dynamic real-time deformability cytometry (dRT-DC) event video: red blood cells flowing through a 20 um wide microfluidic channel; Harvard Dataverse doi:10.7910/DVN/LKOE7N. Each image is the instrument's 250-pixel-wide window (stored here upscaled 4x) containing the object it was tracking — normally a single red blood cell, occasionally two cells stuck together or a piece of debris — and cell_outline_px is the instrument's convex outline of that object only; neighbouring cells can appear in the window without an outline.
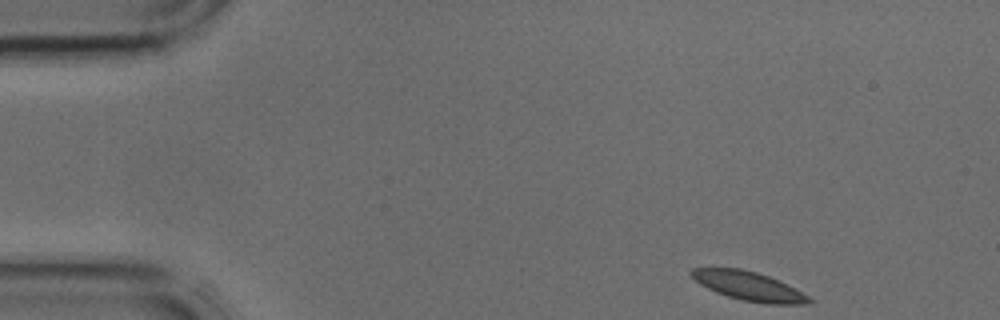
{"species": "common noctule bat (a hibernating species)", "species_latin": "Nyctalus noctula", "temperature_condition": "cold", "stored_images_in_passage": 40, "segment_of_instrument_passage": [1, 2], "camera_frame_rate_fps": 3000, "um_per_image_px": 0.085, "animal": {"sex": "male", "body_mass_g": 17.9, "forearm_length_mm": 54.2}, "frame": {"image": 1, "passage_image": 1, "time_ms": 0.0, "image_size_px": [1000, 320], "cell_outline_px": [[816, 300], [808, 304], [768, 304], [744, 300], [728, 296], [716, 292], [700, 284], [688, 272], [692, 268], [740, 268], [756, 272], [768, 276]], "centroid_in_image_um": [63.63, 24.32], "position_along_channel_um": 21.4, "area_um2": 19.42}}
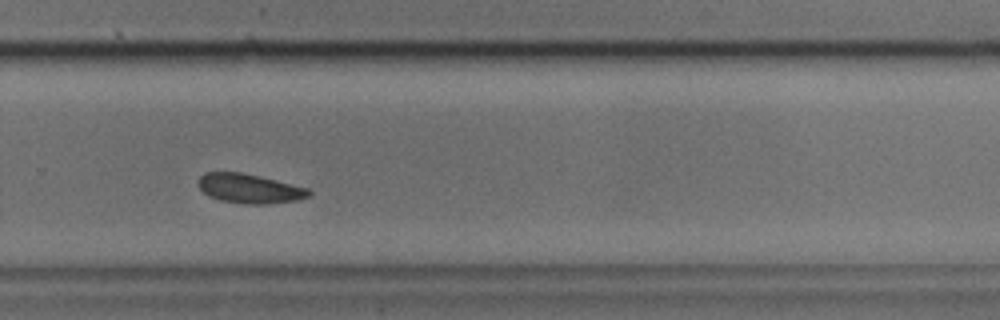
{"frame": {"image": 2, "passage_image": 25, "time_ms": 8.0, "image_size_px": [1000, 320], "cell_outline_px": [[312, 192], [308, 196], [296, 200], [268, 204], [244, 204], [220, 200], [208, 196], [196, 184], [200, 176], [204, 172], [240, 172], [260, 176], [308, 188]], "centroid_in_image_um": [21.17, 16.02], "position_along_channel_um": 308.6, "area_um2": 18.96}}
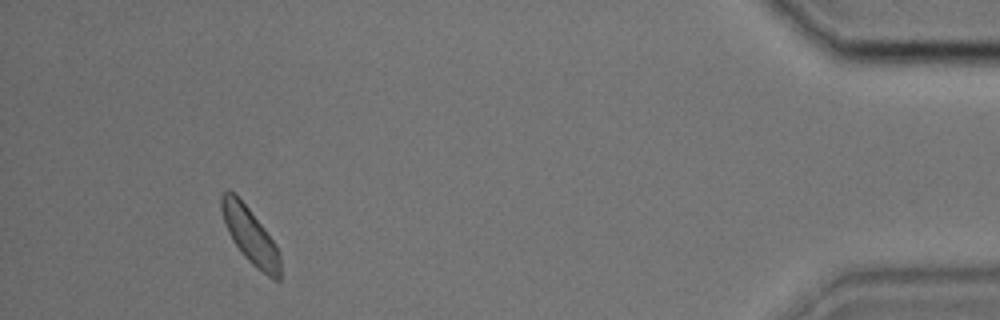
{"frame": {"image": 3, "passage_image": 36, "time_ms": 11.667, "image_size_px": [1000, 320], "cell_outline_px": [[280, 280], [276, 280], [268, 276], [256, 268], [244, 256], [232, 240], [228, 232], [220, 208], [220, 196], [228, 188], [236, 192], [264, 228], [276, 244], [280, 256]], "centroid_in_image_um": [21.24, 19.97], "position_along_channel_um": 414.0, "area_um2": 19.25}}